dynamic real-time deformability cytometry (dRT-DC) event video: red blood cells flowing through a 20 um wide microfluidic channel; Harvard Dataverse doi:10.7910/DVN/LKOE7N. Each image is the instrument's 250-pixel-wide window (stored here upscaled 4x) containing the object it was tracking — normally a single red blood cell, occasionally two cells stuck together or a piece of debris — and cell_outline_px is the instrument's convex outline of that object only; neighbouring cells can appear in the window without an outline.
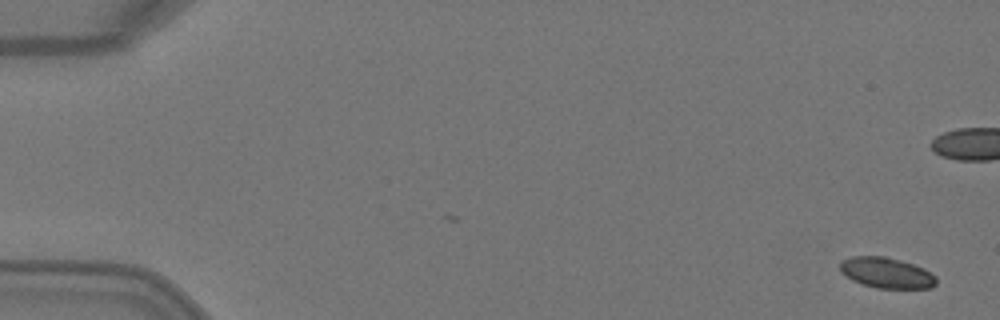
{"species": "Egyptian fruit bat (a non-hibernating species)", "species_latin": "Rousettus aegyptiacus", "temperature_condition": "warm", "stored_images_in_passage": 2, "camera_frame_rate_fps": 3000, "um_per_image_px": 0.085, "animal": {"sex": "female"}, "frame": {"image": 1, "passage_image": 2, "time_ms": 0.333, "image_size_px": [1000, 320], "cell_outline_px": [[936, 284], [932, 288], [876, 288], [860, 284], [852, 280], [840, 272], [840, 264], [844, 260], [852, 256], [884, 256], [900, 260], [924, 268], [936, 276]], "centroid_in_image_um": [75.35, 23.2], "position_along_channel_um": 9.6, "area_um2": 17.22}}